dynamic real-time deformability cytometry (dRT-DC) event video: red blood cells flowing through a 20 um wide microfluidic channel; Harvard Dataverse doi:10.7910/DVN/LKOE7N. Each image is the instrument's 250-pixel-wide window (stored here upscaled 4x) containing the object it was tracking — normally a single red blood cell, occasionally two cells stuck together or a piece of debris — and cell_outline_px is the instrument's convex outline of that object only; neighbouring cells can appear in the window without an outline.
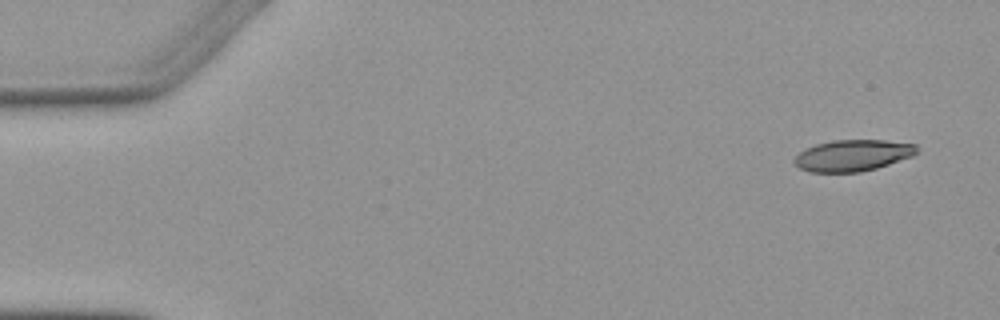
{"species": "Egyptian fruit bat (a non-hibernating species)", "species_latin": "Rousettus aegyptiacus", "temperature_condition": "warm", "stored_images_in_passage": 3, "camera_frame_rate_fps": 3000, "um_per_image_px": 0.085, "animal": {"sex": "female"}, "frame": {"image": 1, "passage_image": 1, "time_ms": 0.0, "image_size_px": [1000, 320], "cell_outline_px": [[916, 152], [912, 156], [876, 168], [860, 172], [812, 172], [800, 168], [792, 160], [800, 152], [816, 144], [832, 140], [884, 140], [916, 144]], "centroid_in_image_um": [72.47, 13.21], "position_along_channel_um": 12.5, "area_um2": 22.14}}